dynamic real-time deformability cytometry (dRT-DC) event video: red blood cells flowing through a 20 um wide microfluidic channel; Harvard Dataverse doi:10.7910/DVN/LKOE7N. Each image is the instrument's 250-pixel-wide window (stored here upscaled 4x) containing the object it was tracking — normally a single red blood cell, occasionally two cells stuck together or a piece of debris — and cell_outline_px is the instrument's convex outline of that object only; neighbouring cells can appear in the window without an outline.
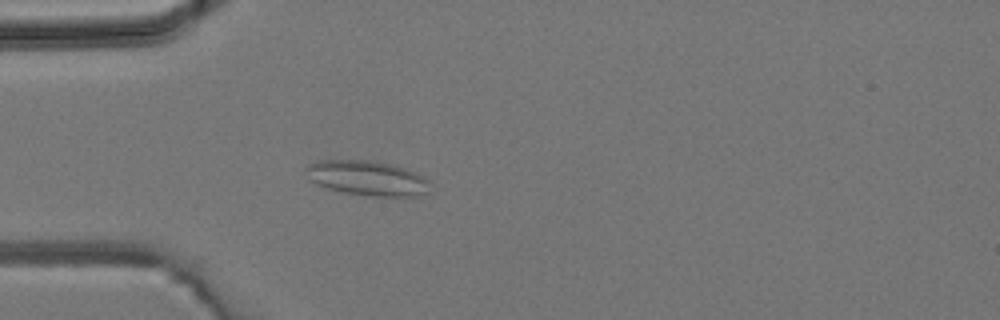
{"species": "common noctule bat (a hibernating species)", "species_latin": "Nyctalus noctula", "temperature_condition": "room temperature", "stored_images_in_passage": 4, "camera_frame_rate_fps": 3000, "um_per_image_px": 0.085, "animal": {"sex": "male", "body_mass_g": 19.2, "forearm_length_mm": 51.8}, "frame": {"image": 1, "passage_image": 4, "time_ms": 3.667, "image_size_px": [1000, 320], "cell_outline_px": [[428, 192], [416, 196], [372, 196], [344, 192], [328, 188], [316, 184], [308, 180], [304, 172], [304, 168], [308, 164], [316, 160], [376, 160], [392, 164], [416, 172], [424, 176], [428, 180]], "centroid_in_image_um": [31.16, 15.12], "position_along_channel_um": 53.8, "area_um2": 25.49}}